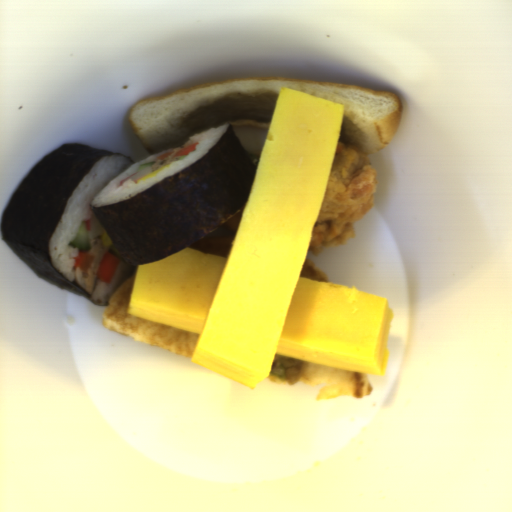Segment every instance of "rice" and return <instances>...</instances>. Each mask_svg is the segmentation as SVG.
Segmentation results:
<instances>
[{"label":"rice","mask_w":512,"mask_h":512,"mask_svg":"<svg viewBox=\"0 0 512 512\" xmlns=\"http://www.w3.org/2000/svg\"><path fill=\"white\" fill-rule=\"evenodd\" d=\"M228 126V123H224L198 132L181 147L151 154L134 164L123 155L112 154L101 158L70 195L60 221L49 240L48 252L55 269L71 282L75 281L96 305L101 307L105 305L122 283L130 278L136 265L125 263L121 254L114 253L111 245H108V253L120 260L118 267L109 285L99 279L93 292H88L87 271L78 267L74 269L75 257H78L79 249L71 247L70 242L76 237L81 223H86L92 217L91 206L100 208L126 201L192 165L212 150L227 131ZM198 141L195 151L185 156L182 161L171 163L170 167L156 176L139 183L127 180L122 186L119 185L120 181L137 172L139 165L154 161L161 154L171 152L175 148H184Z\"/></svg>","instance_id":"1"}]
</instances>
